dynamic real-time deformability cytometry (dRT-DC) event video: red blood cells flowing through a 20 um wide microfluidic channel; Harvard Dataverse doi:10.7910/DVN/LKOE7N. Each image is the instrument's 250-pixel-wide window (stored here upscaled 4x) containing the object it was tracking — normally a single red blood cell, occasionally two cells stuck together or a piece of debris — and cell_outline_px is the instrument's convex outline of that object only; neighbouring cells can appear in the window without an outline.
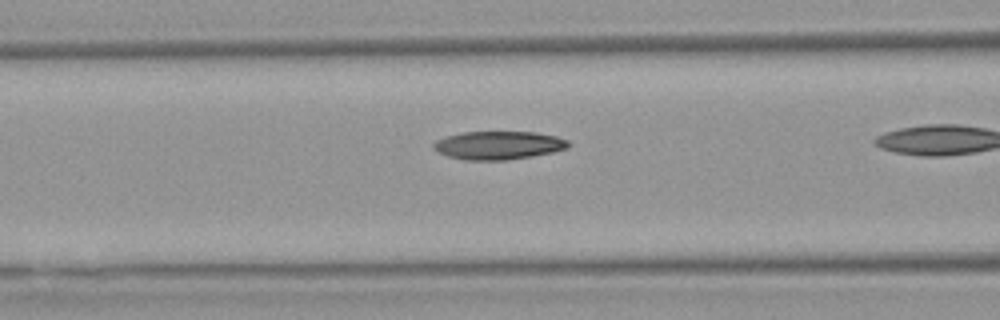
{"species": "Egyptian fruit bat (a non-hibernating species)", "species_latin": "Rousettus aegyptiacus", "temperature_condition": "warm", "stored_images_in_passage": 29, "camera_frame_rate_fps": 3000, "um_per_image_px": 0.085, "animal": {"sex": "female"}, "frame": {"image": 1, "passage_image": 18, "time_ms": 5.667, "image_size_px": [1000, 320], "cell_outline_px": [[572, 144], [568, 148], [552, 152], [532, 156], [508, 160], [464, 160], [448, 156], [432, 148], [432, 144], [436, 140], [448, 136], [464, 132], [536, 132], [556, 136], [568, 140]], "centroid_in_image_um": [42.4, 12.35], "position_along_channel_um": 124.2, "area_um2": 22.25}}
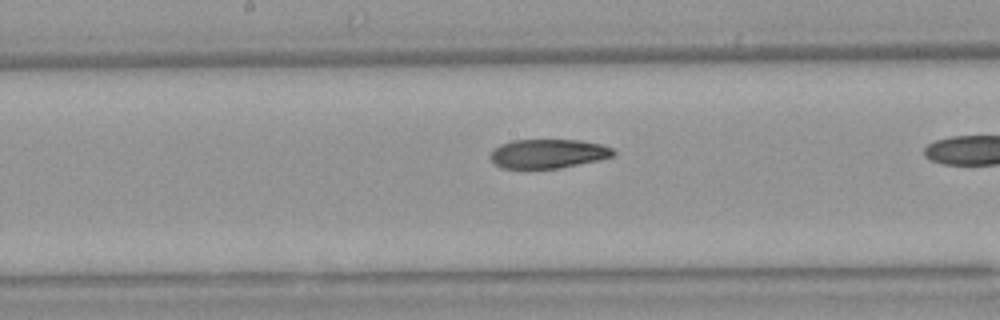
{"frame": {"image": 2, "passage_image": 24, "time_ms": 7.667, "image_size_px": [1000, 320], "cell_outline_px": [[616, 152], [612, 156], [600, 160], [560, 168], [500, 168], [492, 160], [492, 152], [500, 144], [512, 140], [580, 140], [600, 144], [612, 148]], "centroid_in_image_um": [46.62, 13.06], "position_along_channel_um": 201.6, "area_um2": 20.69}}
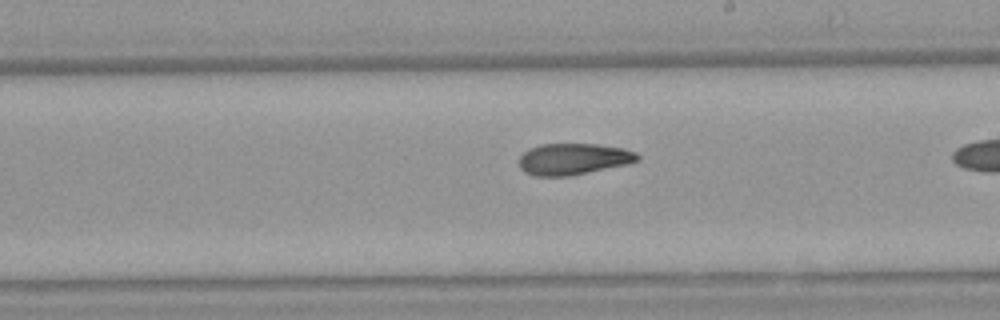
{"frame": {"image": 3, "passage_image": 27, "time_ms": 8.667, "image_size_px": [1000, 320], "cell_outline_px": [[640, 160], [628, 164], [568, 176], [532, 176], [524, 172], [520, 168], [520, 156], [528, 148], [540, 144], [596, 144], [624, 148], [636, 152], [640, 156]], "centroid_in_image_um": [48.73, 13.51], "position_along_channel_um": 240.3, "area_um2": 21.79}}